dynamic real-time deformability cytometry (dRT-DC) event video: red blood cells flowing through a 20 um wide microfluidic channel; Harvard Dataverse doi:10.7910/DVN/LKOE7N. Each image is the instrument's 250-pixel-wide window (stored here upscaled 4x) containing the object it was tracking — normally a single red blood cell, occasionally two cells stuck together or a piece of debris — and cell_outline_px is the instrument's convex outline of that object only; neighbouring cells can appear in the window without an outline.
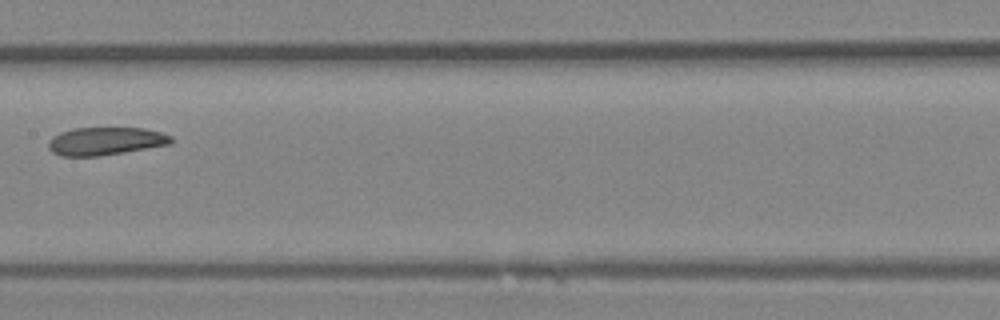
{"species": "Egyptian fruit bat (a non-hibernating species)", "species_latin": "Rousettus aegyptiacus", "temperature_condition": "room temperature", "stored_images_in_passage": 6, "camera_frame_rate_fps": 3000, "um_per_image_px": 0.085, "animal": {"sex": "female"}, "frame": {"image": 1, "passage_image": 6, "time_ms": 1.667, "image_size_px": [1000, 320], "cell_outline_px": [[172, 144], [100, 156], [60, 156], [52, 152], [48, 148], [48, 140], [52, 136], [60, 132], [72, 128], [144, 128], [160, 132], [172, 136]], "centroid_in_image_um": [8.94, 12.0], "position_along_channel_um": 198.5, "area_um2": 20.11}}